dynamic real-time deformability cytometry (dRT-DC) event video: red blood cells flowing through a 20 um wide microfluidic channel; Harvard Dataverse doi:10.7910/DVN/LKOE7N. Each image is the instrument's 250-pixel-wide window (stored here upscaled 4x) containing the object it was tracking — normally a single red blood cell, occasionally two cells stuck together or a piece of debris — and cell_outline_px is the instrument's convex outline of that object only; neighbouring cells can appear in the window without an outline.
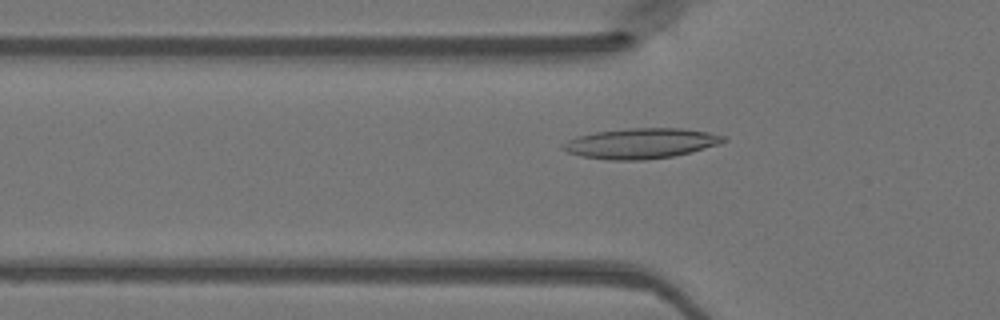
{"species": "Egyptian fruit bat (a non-hibernating species)", "species_latin": "Rousettus aegyptiacus", "temperature_condition": "warm", "stored_images_in_passage": 48, "camera_frame_rate_fps": 3000, "um_per_image_px": 0.085, "animal": {"sex": "female"}, "frame": {"image": 1, "passage_image": 16, "time_ms": 5.0, "image_size_px": [1000, 320], "cell_outline_px": [[728, 140], [720, 144], [692, 152], [672, 156], [644, 160], [608, 160], [580, 156], [568, 152], [560, 148], [560, 144], [568, 140], [580, 136], [596, 132], [628, 128], [684, 128], [708, 132], [728, 136]], "centroid_in_image_um": [54.51, 12.19], "position_along_channel_um": 71.3, "area_um2": 28.55}}
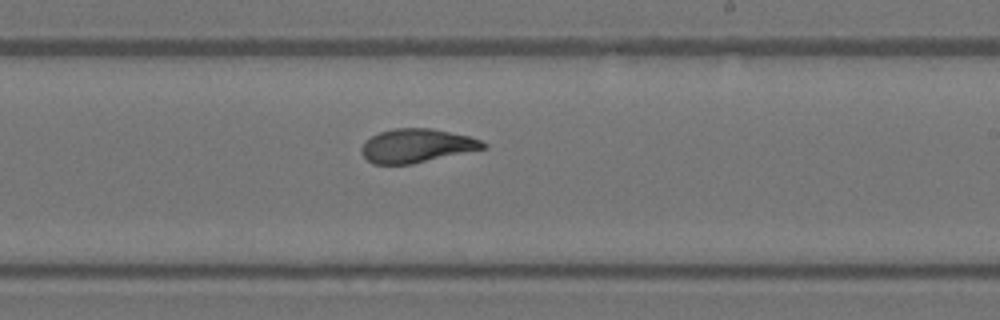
{"frame": {"image": 2, "passage_image": 29, "time_ms": 9.333, "image_size_px": [1000, 320], "cell_outline_px": [[488, 148], [412, 164], [372, 164], [360, 152], [360, 148], [372, 136], [380, 132], [392, 128], [428, 128], [468, 136], [480, 140], [488, 144]], "centroid_in_image_um": [35.43, 12.39], "position_along_channel_um": 253.6, "area_um2": 23.81}}
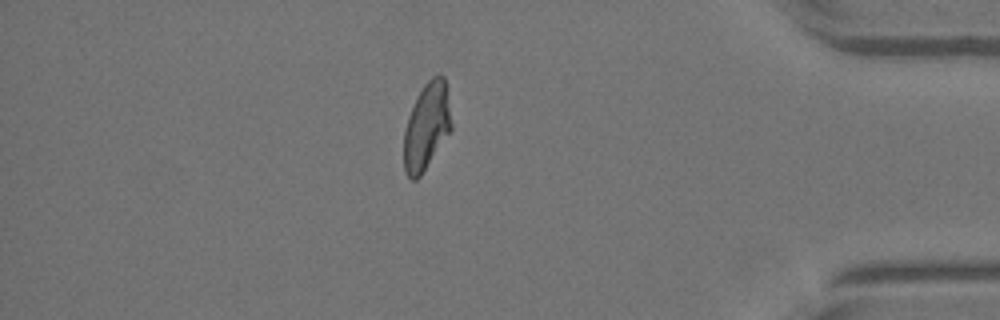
{"frame": {"image": 3, "passage_image": 42, "time_ms": 13.667, "image_size_px": [1000, 320], "cell_outline_px": [[452, 128], [420, 176], [416, 180], [412, 180], [404, 172], [404, 132], [408, 116], [416, 96], [424, 84], [432, 76], [440, 72], [444, 76], [452, 124]], "centroid_in_image_um": [36.25, 10.71], "position_along_channel_um": 399.0, "area_um2": 23.93}}